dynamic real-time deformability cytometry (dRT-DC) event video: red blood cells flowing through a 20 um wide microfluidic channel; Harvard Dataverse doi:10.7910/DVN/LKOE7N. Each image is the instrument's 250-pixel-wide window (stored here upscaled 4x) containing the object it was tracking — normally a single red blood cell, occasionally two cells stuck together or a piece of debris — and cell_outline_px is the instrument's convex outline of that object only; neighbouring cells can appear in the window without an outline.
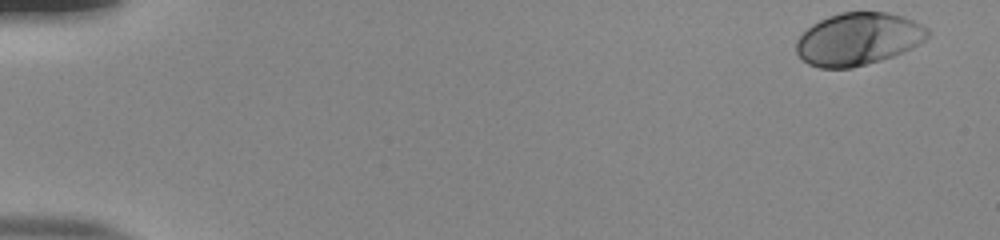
{"species": "human", "species_latin": "Homo sapiens", "temperature_condition": "room temperature", "stored_images_in_passage": 52, "camera_frame_rate_fps": 3000, "um_per_image_px": 0.085, "donor": {"sex": "male"}, "frame": {"image": 1, "passage_image": 1, "time_ms": 0.0, "image_size_px": [1000, 240], "cell_outline_px": [[932, 32], [920, 44], [912, 48], [892, 56], [880, 60], [852, 68], [820, 68], [808, 64], [796, 52], [796, 40], [812, 24], [828, 16], [840, 12], [888, 12], [904, 16], [928, 28]], "centroid_in_image_um": [72.96, 3.31], "position_along_channel_um": 12.0, "area_um2": 40.23}}
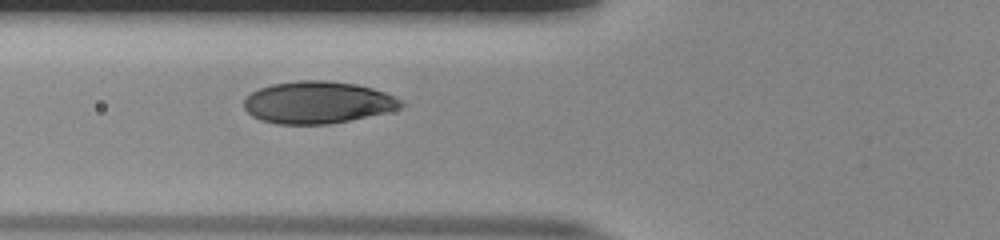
{"frame": {"image": 2, "passage_image": 20, "time_ms": 6.333, "image_size_px": [1000, 240], "cell_outline_px": [[404, 108], [388, 112], [328, 124], [276, 124], [260, 120], [252, 116], [244, 108], [244, 100], [252, 92], [260, 88], [272, 84], [296, 80], [324, 80], [356, 84], [372, 88], [384, 92], [404, 100]], "centroid_in_image_um": [27.02, 8.7], "position_along_channel_um": 98.8, "area_um2": 38.67}}
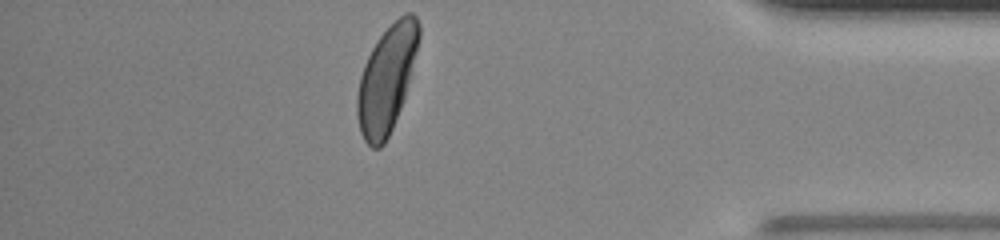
{"frame": {"image": 3, "passage_image": 46, "time_ms": 15.0, "image_size_px": [1000, 240], "cell_outline_px": [[420, 36], [404, 100], [392, 128], [384, 144], [380, 148], [372, 148], [364, 140], [360, 132], [356, 116], [356, 96], [360, 76], [364, 64], [376, 40], [404, 12], [412, 12], [416, 16], [420, 24]], "centroid_in_image_um": [32.85, 6.74], "position_along_channel_um": 402.3, "area_um2": 38.26}, "authors_computed_cell_mechanics": {"area_um2": 39.1595, "velocity_mm_per_s": 3.8641, "shape_relaxation_time_tau1_ms": 2.4951, "shape_relaxation_time_tau2_ms": null, "deformation_change_tau1": 0.1574, "deformation_change_tau2": null}}